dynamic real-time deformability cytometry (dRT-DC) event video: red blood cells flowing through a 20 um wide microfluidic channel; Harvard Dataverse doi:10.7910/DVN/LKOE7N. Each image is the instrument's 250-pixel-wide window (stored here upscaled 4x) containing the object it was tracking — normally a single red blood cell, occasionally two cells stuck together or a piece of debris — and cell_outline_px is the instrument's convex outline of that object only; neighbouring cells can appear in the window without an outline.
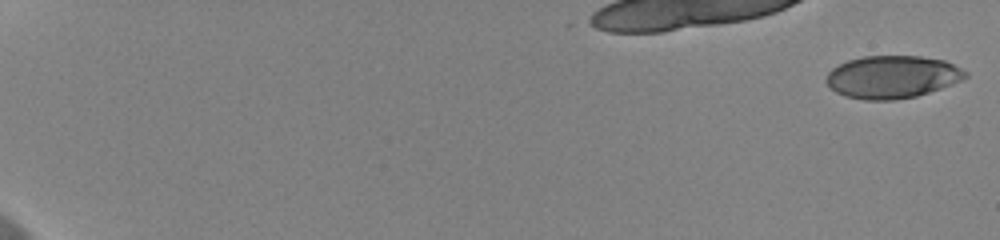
{"species": "human", "species_latin": "Homo sapiens", "temperature_condition": "cold", "stored_images_in_passage": 58, "camera_frame_rate_fps": 3000, "um_per_image_px": 0.085, "donor": {"sex": "female"}, "frame": {"image": 1, "passage_image": 1, "time_ms": 0.0, "image_size_px": [1000, 240], "cell_outline_px": [[968, 76], [952, 84], [916, 96], [892, 100], [864, 100], [844, 96], [836, 92], [824, 80], [828, 72], [832, 68], [848, 60], [864, 56], [920, 56], [944, 60], [968, 72]], "centroid_in_image_um": [75.82, 6.54], "position_along_channel_um": 9.2, "area_um2": 34.45}}
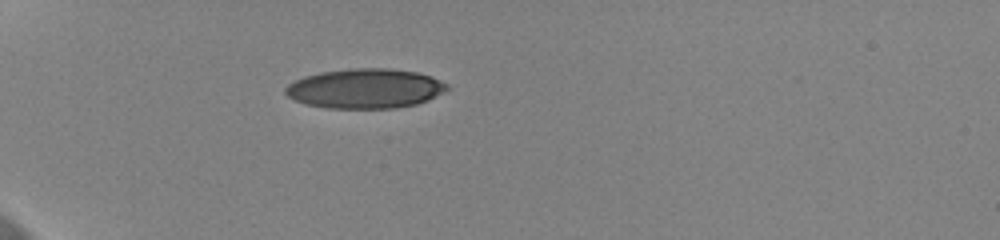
{"frame": {"image": 2, "passage_image": 20, "time_ms": 6.333, "image_size_px": [1000, 240], "cell_outline_px": [[448, 88], [444, 92], [428, 100], [416, 104], [396, 108], [328, 108], [308, 104], [296, 100], [288, 96], [284, 92], [284, 88], [288, 84], [304, 76], [320, 72], [352, 68], [388, 68], [416, 72], [432, 76], [448, 84]], "centroid_in_image_um": [31.05, 7.52], "position_along_channel_um": 53.9, "area_um2": 37.34}}
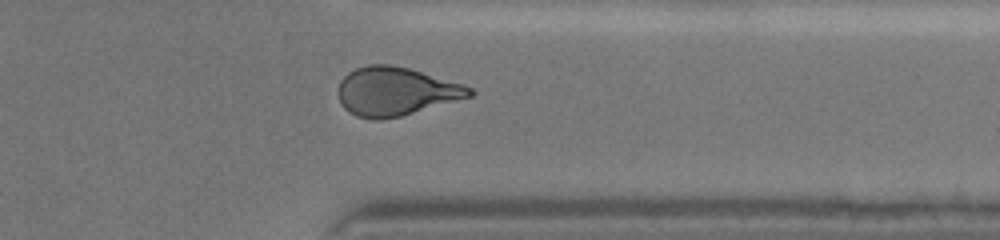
{"frame": {"image": 3, "passage_image": 49, "time_ms": 16.0, "image_size_px": [1000, 240], "cell_outline_px": [[476, 92], [472, 96], [400, 116], [380, 120], [372, 120], [356, 116], [348, 112], [340, 104], [336, 92], [340, 80], [348, 72], [356, 68], [368, 64], [392, 64], [408, 68], [464, 84], [472, 88]], "centroid_in_image_um": [33.59, 7.77], "position_along_channel_um": 377.8, "area_um2": 37.45}, "authors_computed_cell_mechanics": {"area_um2": 36.703, "velocity_mm_per_s": 3.6487, "shape_relaxation_time_tau1_ms": 7.2814, "shape_relaxation_time_tau2_ms": 1.6692, "deformation_change_tau1": 0.1946, "deformation_change_tau2": 0.085}}